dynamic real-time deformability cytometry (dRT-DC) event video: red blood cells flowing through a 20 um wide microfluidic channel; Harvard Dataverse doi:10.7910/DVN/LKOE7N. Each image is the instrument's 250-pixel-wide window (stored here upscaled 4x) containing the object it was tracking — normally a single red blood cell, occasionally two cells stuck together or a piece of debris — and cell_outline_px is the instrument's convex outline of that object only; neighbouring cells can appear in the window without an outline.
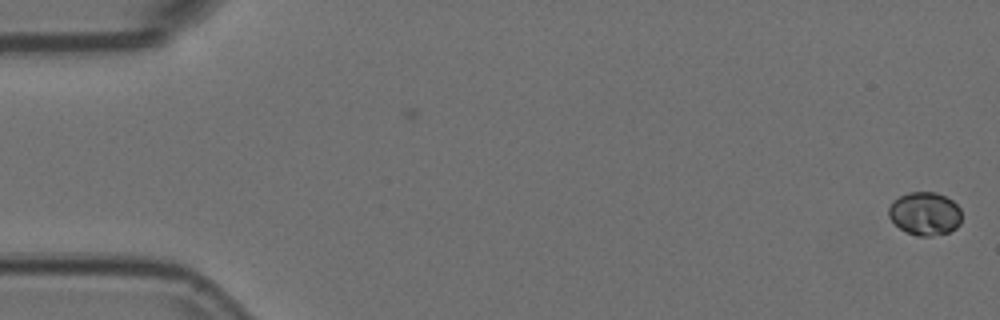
{"species": "Egyptian fruit bat (a non-hibernating species)", "species_latin": "Rousettus aegyptiacus", "temperature_condition": "room temperature", "stored_images_in_passage": 8, "camera_frame_rate_fps": 3000, "um_per_image_px": 0.085, "animal": {"sex": "female"}, "frame": {"image": 1, "passage_image": 1, "time_ms": 0.0, "image_size_px": [1000, 320], "cell_outline_px": [[960, 224], [956, 228], [948, 232], [932, 236], [916, 236], [900, 228], [888, 216], [888, 208], [892, 200], [908, 192], [936, 192], [952, 200], [960, 208]], "centroid_in_image_um": [78.6, 18.15], "position_along_channel_um": 6.4, "area_um2": 18.38}}
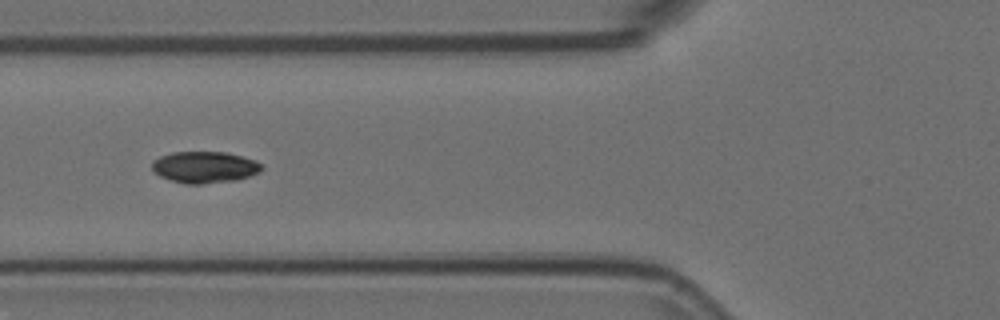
{"frame": {"image": 2, "passage_image": 6, "time_ms": 1.667, "image_size_px": [1000, 320], "cell_outline_px": [[264, 168], [260, 172], [236, 180], [200, 184], [184, 184], [160, 176], [152, 168], [152, 160], [160, 156], [172, 152], [224, 152], [256, 160]], "centroid_in_image_um": [17.39, 14.21], "position_along_channel_um": 108.4, "area_um2": 20.06}}
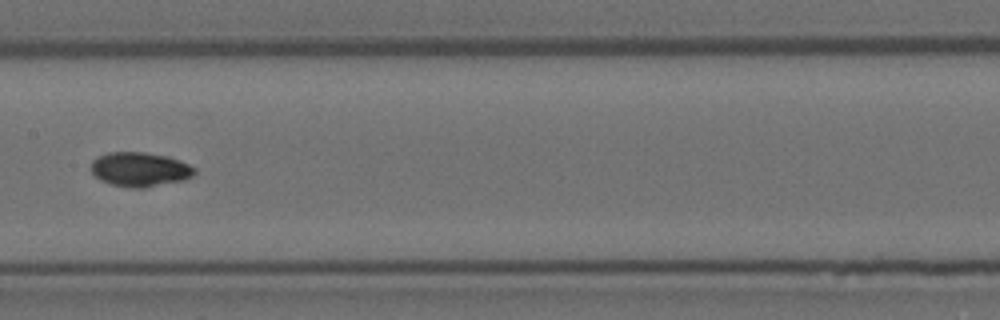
{"frame": {"image": 3, "passage_image": 8, "time_ms": 2.333, "image_size_px": [1000, 320], "cell_outline_px": [[196, 172], [192, 176], [184, 180], [144, 188], [128, 188], [112, 184], [100, 180], [92, 172], [92, 160], [96, 156], [108, 152], [144, 152], [164, 156], [180, 160], [196, 168]], "centroid_in_image_um": [11.89, 14.4], "position_along_channel_um": 195.5, "area_um2": 20.75}}